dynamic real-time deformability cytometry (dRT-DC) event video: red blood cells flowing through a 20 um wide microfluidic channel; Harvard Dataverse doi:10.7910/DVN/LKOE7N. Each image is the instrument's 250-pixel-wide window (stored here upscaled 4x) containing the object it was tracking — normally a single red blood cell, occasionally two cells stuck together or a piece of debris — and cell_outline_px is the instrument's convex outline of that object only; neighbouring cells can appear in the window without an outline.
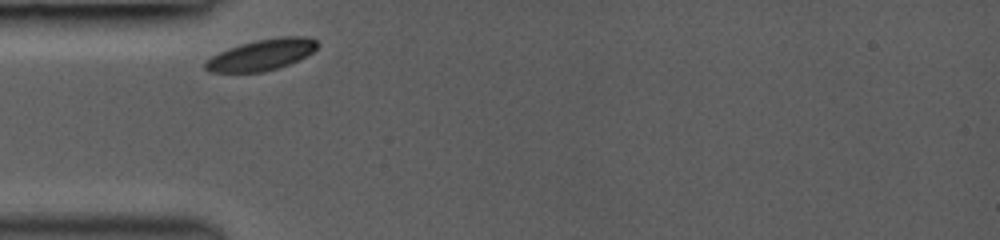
{"species": "common noctule bat (a hibernating species)", "species_latin": "Nyctalus noctula", "temperature_condition": "room temperature", "stored_images_in_passage": 14, "camera_frame_rate_fps": 3000, "um_per_image_px": 0.085, "animal": {"sex": "female", "body_mass_g": 19.0, "forearm_length_mm": 53.3}, "frame": {"image": 1, "passage_image": 1, "time_ms": 0.0, "image_size_px": [1000, 240], "cell_outline_px": [[320, 44], [312, 52], [288, 64], [264, 72], [208, 72], [204, 68], [204, 64], [212, 56], [220, 52], [240, 44], [256, 40], [280, 36], [308, 36], [316, 40]], "centroid_in_image_um": [22.24, 4.65], "position_along_channel_um": 62.8, "area_um2": 20.11}}
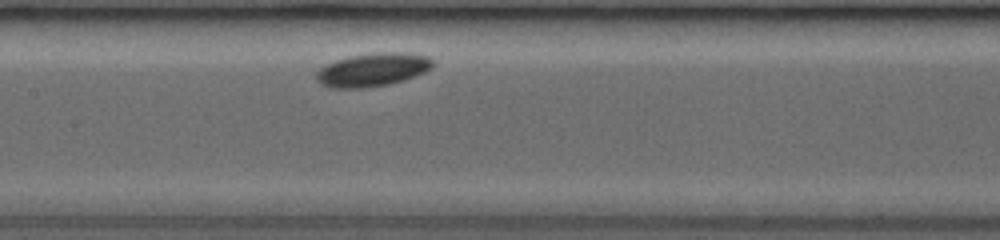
{"frame": {"image": 2, "passage_image": 7, "time_ms": 3.0, "image_size_px": [1000, 240], "cell_outline_px": [[432, 68], [424, 72], [404, 80], [388, 84], [364, 88], [328, 88], [320, 84], [316, 80], [316, 72], [324, 64], [348, 56], [380, 52], [400, 52], [428, 56], [432, 60]], "centroid_in_image_um": [31.62, 5.93], "position_along_channel_um": 175.8, "area_um2": 22.72}}
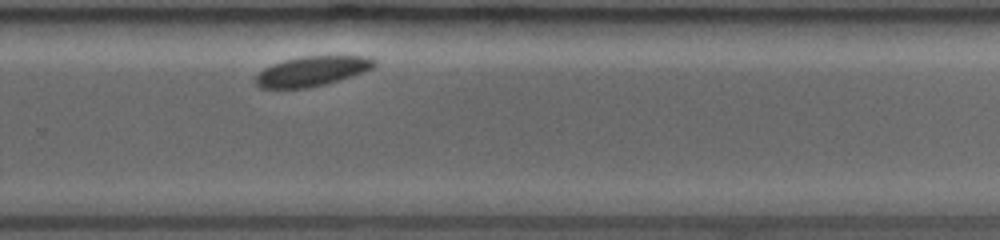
{"frame": {"image": 3, "passage_image": 14, "time_ms": 6.333, "image_size_px": [1000, 240], "cell_outline_px": [[376, 64], [372, 68], [364, 72], [352, 76], [324, 84], [308, 88], [260, 88], [256, 84], [256, 76], [264, 68], [272, 64], [284, 60], [304, 56], [368, 56], [376, 60]], "centroid_in_image_um": [26.54, 6.04], "position_along_channel_um": 303.3, "area_um2": 20.52}}